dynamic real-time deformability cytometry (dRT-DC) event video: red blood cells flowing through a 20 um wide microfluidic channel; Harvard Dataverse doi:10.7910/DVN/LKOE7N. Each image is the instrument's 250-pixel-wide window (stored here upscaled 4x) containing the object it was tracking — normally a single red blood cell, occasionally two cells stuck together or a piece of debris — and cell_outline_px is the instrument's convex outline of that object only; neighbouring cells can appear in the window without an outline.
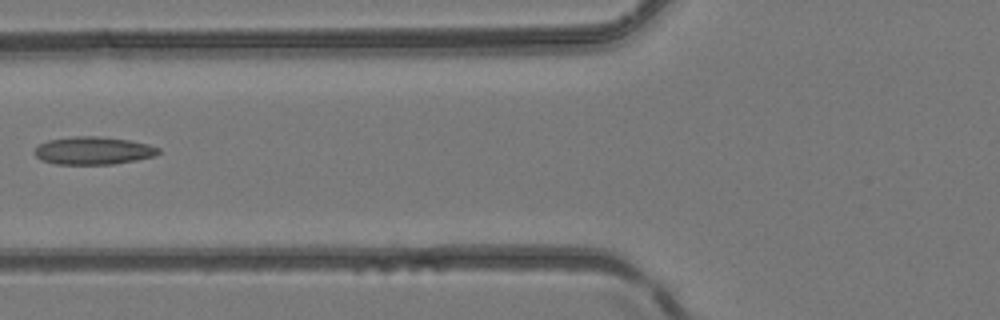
{"species": "common noctule bat (a hibernating species)", "species_latin": "Nyctalus noctula", "temperature_condition": "room temperature", "stored_images_in_passage": 5, "camera_frame_rate_fps": 3000, "um_per_image_px": 0.085, "animal": {"sex": "female", "body_mass_g": 24.6, "forearm_length_mm": 56.2}, "frame": {"image": 1, "passage_image": 5, "time_ms": 1.333, "image_size_px": [1000, 320], "cell_outline_px": [[160, 152], [156, 156], [136, 160], [112, 164], [56, 164], [40, 160], [32, 152], [40, 144], [48, 140], [76, 136], [100, 136], [128, 140], [148, 144], [160, 148]], "centroid_in_image_um": [7.93, 12.8], "position_along_channel_um": 117.9, "area_um2": 20.11}}